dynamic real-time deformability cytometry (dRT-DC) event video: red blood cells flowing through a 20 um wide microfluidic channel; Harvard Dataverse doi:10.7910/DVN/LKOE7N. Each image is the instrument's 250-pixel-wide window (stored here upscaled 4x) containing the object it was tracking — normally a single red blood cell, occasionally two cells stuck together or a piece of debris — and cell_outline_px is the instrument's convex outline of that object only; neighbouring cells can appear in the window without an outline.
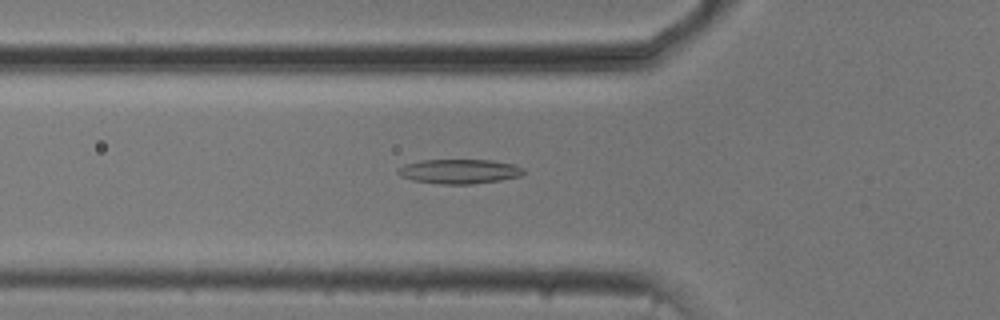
{"species": "common noctule bat (a hibernating species)", "species_latin": "Nyctalus noctula", "temperature_condition": "cold", "stored_images_in_passage": 38, "camera_frame_rate_fps": 3000, "um_per_image_px": 0.085, "animal": {"sex": "male", "body_mass_g": 20.5, "forearm_length_mm": 52.5}, "frame": {"image": 1, "passage_image": 3, "time_ms": 0.667, "image_size_px": [1000, 320], "cell_outline_px": [[524, 172], [520, 176], [500, 180], [472, 184], [440, 184], [412, 180], [400, 176], [396, 172], [404, 164], [420, 160], [492, 160], [512, 164], [524, 168]], "centroid_in_image_um": [39.02, 14.57], "position_along_channel_um": 86.8, "area_um2": 17.92}}
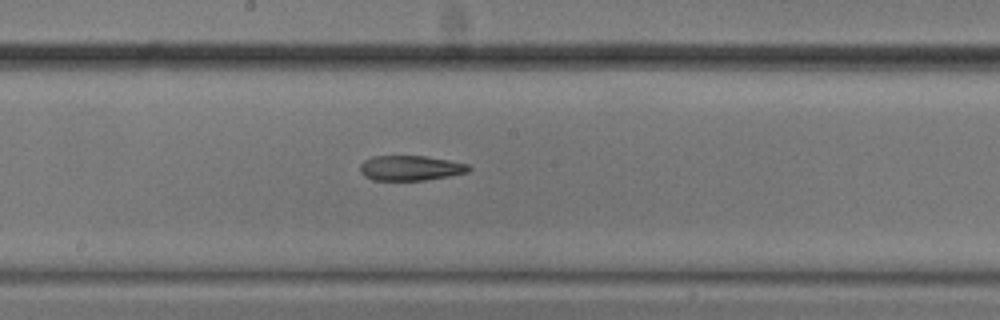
{"frame": {"image": 2, "passage_image": 13, "time_ms": 4.0, "image_size_px": [1000, 320], "cell_outline_px": [[472, 168], [468, 172], [448, 176], [424, 180], [372, 180], [364, 176], [360, 172], [360, 164], [364, 160], [372, 156], [424, 156], [448, 160], [468, 164]], "centroid_in_image_um": [34.86, 14.28], "position_along_channel_um": 213.3, "area_um2": 15.84}}
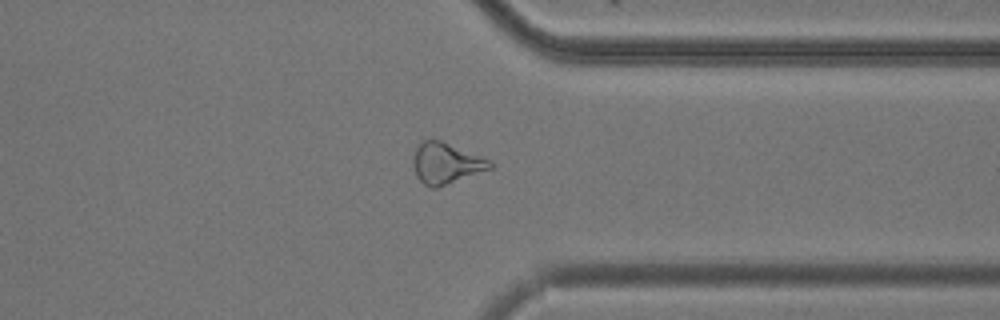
{"frame": {"image": 3, "passage_image": 26, "time_ms": 8.333, "image_size_px": [1000, 320], "cell_outline_px": [[496, 164], [492, 168], [436, 188], [432, 188], [424, 184], [416, 176], [412, 164], [412, 160], [416, 144], [424, 140], [440, 140], [492, 160]], "centroid_in_image_um": [37.91, 13.87], "position_along_channel_um": 373.5, "area_um2": 18.5}, "authors_computed_cell_mechanics": {"area_um2": 17.3978, "velocity_mm_per_s": 3.7648, "shape_relaxation_time_tau1_ms": null, "shape_relaxation_time_tau2_ms": 9.8136, "deformation_change_tau1": null, "deformation_change_tau2": 0.2235}}